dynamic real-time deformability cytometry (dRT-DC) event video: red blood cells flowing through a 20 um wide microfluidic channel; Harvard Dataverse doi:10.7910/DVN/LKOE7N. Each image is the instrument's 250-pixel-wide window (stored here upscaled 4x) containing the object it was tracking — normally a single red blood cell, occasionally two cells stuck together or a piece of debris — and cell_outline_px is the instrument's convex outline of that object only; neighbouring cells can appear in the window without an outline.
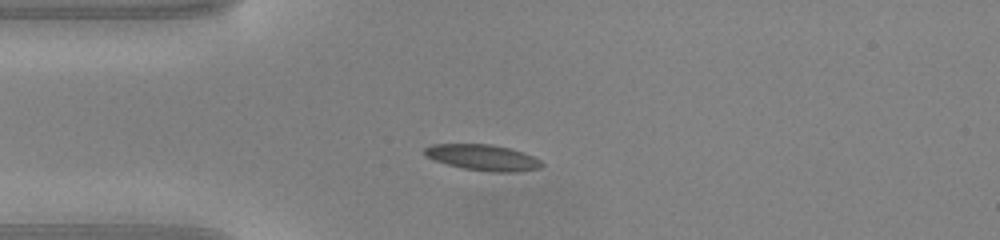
{"species": "common noctule bat (a hibernating species)", "species_latin": "Nyctalus noctula", "temperature_condition": "warm", "stored_images_in_passage": 30, "camera_frame_rate_fps": 3000, "um_per_image_px": 0.085, "animal": {"sex": "male", "body_mass_g": 20.0, "forearm_length_mm": 53.3}, "frame": {"image": 1, "passage_image": 1, "time_ms": 0.0, "image_size_px": [1000, 240], "cell_outline_px": [[544, 164], [540, 168], [504, 172], [496, 172], [464, 168], [448, 164], [436, 160], [428, 156], [424, 152], [424, 148], [432, 144], [492, 144], [508, 148], [532, 156], [540, 160]], "centroid_in_image_um": [41.03, 13.37], "position_along_channel_um": 44.0, "area_um2": 17.17}}
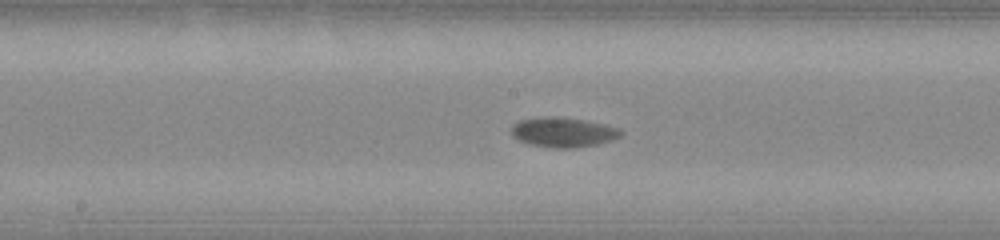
{"frame": {"image": 2, "passage_image": 14, "time_ms": 4.333, "image_size_px": [1000, 240], "cell_outline_px": [[624, 132], [620, 136], [612, 140], [596, 144], [572, 148], [556, 148], [532, 144], [520, 140], [512, 136], [512, 124], [520, 120], [544, 116], [548, 116], [584, 120], [604, 124], [616, 128]], "centroid_in_image_um": [47.86, 11.23], "position_along_channel_um": 200.3, "area_um2": 18.67}}
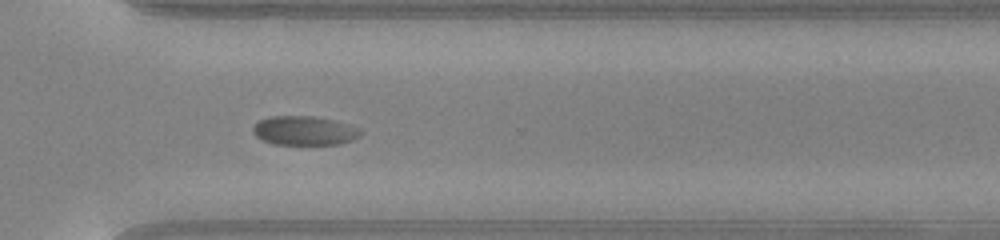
{"frame": {"image": 3, "passage_image": 25, "time_ms": 8.0, "image_size_px": [1000, 240], "cell_outline_px": [[360, 136], [352, 140], [340, 144], [276, 144], [264, 140], [256, 136], [252, 132], [252, 128], [260, 120], [272, 116], [316, 116], [348, 124], [356, 128], [360, 132]], "centroid_in_image_um": [25.85, 11.1], "position_along_channel_um": 344.7, "area_um2": 17.98}, "authors_computed_cell_mechanics": {"area_um2": 17.918, "velocity_mm_per_s": 3.9329, "shape_relaxation_time_tau1_ms": 2.3401, "shape_relaxation_time_tau2_ms": null, "deformation_change_tau1": 0.0801, "deformation_change_tau2": null}}